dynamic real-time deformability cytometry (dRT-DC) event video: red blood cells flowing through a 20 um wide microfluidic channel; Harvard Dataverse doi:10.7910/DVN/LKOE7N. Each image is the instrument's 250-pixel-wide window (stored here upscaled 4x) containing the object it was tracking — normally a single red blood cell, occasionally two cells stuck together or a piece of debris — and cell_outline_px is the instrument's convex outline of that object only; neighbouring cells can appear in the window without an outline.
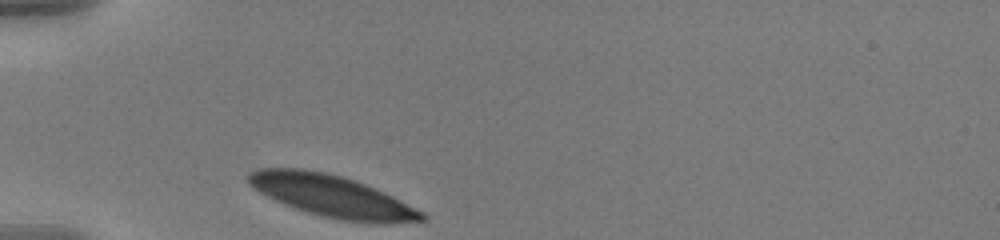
{"species": "human", "species_latin": "Homo sapiens", "temperature_condition": "warm", "stored_images_in_passage": 32, "camera_frame_rate_fps": 3000, "um_per_image_px": 0.085, "donor": {"sex": "male"}, "frame": {"image": 1, "passage_image": 1, "time_ms": 0.0, "image_size_px": [1000, 240], "cell_outline_px": [[428, 216], [424, 220], [388, 224], [372, 224], [340, 220], [308, 212], [284, 204], [260, 192], [248, 184], [248, 172], [260, 168], [304, 168], [344, 176], [384, 192], [424, 212]], "centroid_in_image_um": [28.24, 16.67], "position_along_channel_um": 56.8, "area_um2": 42.31}}
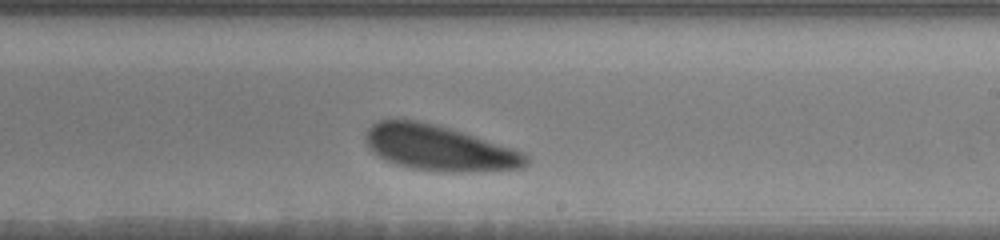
{"frame": {"image": 2, "passage_image": 19, "time_ms": 6.0, "image_size_px": [1000, 240], "cell_outline_px": [[528, 164], [524, 168], [484, 172], [436, 172], [412, 168], [396, 164], [372, 152], [368, 148], [364, 136], [368, 128], [372, 124], [380, 120], [416, 120], [448, 128], [512, 148], [528, 156]], "centroid_in_image_um": [37.33, 12.61], "position_along_channel_um": 251.7, "area_um2": 42.31}}
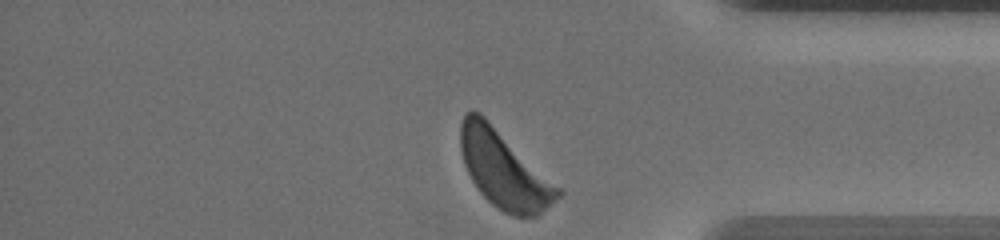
{"frame": {"image": 3, "passage_image": 32, "time_ms": 10.333, "image_size_px": [1000, 240], "cell_outline_px": [[564, 192], [560, 196], [536, 216], [516, 216], [504, 212], [492, 204], [480, 192], [472, 180], [464, 164], [460, 148], [460, 124], [464, 116], [468, 112], [480, 112], [560, 188]], "centroid_in_image_um": [42.82, 14.41], "position_along_channel_um": 392.4, "area_um2": 42.83}, "authors_computed_cell_mechanics": {"area_um2": 43.2055, "velocity_mm_per_s": 3.503, "shape_relaxation_time_tau1_ms": 0.8229, "shape_relaxation_time_tau2_ms": null, "deformation_change_tau1": 0.07, "deformation_change_tau2": null}}